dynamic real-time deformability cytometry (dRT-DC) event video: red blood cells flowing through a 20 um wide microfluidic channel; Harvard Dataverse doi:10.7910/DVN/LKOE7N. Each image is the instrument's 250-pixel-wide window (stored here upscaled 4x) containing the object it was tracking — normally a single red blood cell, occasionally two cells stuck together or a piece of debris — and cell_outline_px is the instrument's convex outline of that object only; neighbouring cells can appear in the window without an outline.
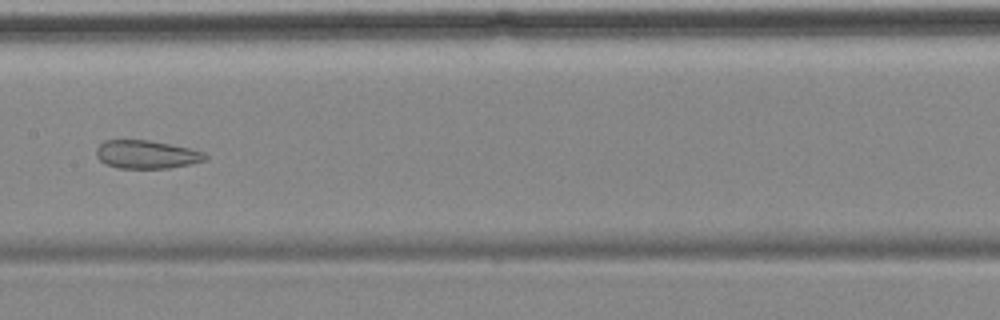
{"species": "common noctule bat (a hibernating species)", "species_latin": "Nyctalus noctula", "temperature_condition": "cold", "stored_images_in_passage": 11, "camera_frame_rate_fps": 3000, "um_per_image_px": 0.085, "animal": {"sex": "female", "body_mass_g": 18.4}, "frame": {"image": 1, "passage_image": 5, "time_ms": 5.667, "image_size_px": [1000, 320], "cell_outline_px": [[208, 156], [204, 160], [188, 164], [168, 168], [120, 168], [104, 164], [96, 156], [96, 148], [104, 140], [148, 140], [188, 148], [204, 152]], "centroid_in_image_um": [12.4, 13.13], "position_along_channel_um": 195.0, "area_um2": 17.74}, "authors_computed_cell_mechanics": {"area_um2": 21.7328, "velocity_mm_per_s": 3.5218, "shape_relaxation_time_tau1_ms": null, "shape_relaxation_time_tau2_ms": 2.2666, "deformation_change_tau1": null, "deformation_change_tau2": 0.0715}}